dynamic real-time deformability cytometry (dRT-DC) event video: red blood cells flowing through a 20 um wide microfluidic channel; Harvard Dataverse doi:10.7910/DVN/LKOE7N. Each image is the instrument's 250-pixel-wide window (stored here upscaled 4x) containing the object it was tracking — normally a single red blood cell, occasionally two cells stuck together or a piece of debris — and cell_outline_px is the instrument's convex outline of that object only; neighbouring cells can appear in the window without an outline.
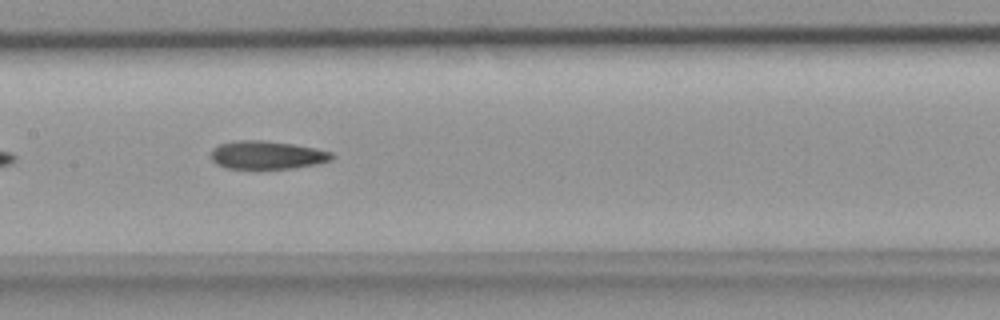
{"species": "common noctule bat (a hibernating species)", "species_latin": "Nyctalus noctula", "temperature_condition": "room temperature", "stored_images_in_passage": 26, "camera_frame_rate_fps": 3000, "um_per_image_px": 0.085, "animal": {"sex": "female", "body_mass_g": 18.4}, "frame": {"image": 1, "passage_image": 16, "time_ms": 5.0, "image_size_px": [1000, 320], "cell_outline_px": [[332, 160], [316, 164], [292, 168], [228, 168], [216, 164], [212, 160], [212, 148], [220, 144], [236, 140], [264, 140], [296, 144], [316, 148], [332, 152]], "centroid_in_image_um": [22.7, 13.16], "position_along_channel_um": 184.7, "area_um2": 19.83}}
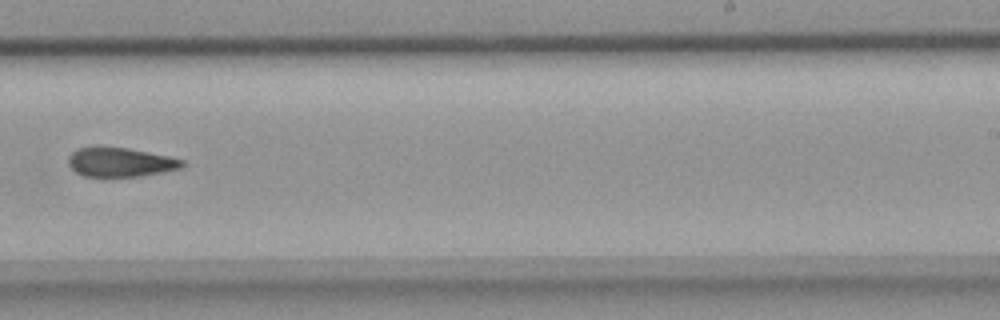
{"frame": {"image": 2, "passage_image": 22, "time_ms": 7.0, "image_size_px": [1000, 320], "cell_outline_px": [[184, 164], [180, 168], [140, 176], [84, 176], [76, 172], [68, 164], [68, 156], [76, 148], [128, 148], [168, 156], [184, 160]], "centroid_in_image_um": [10.21, 13.79], "position_along_channel_um": 278.8, "area_um2": 18.9}}
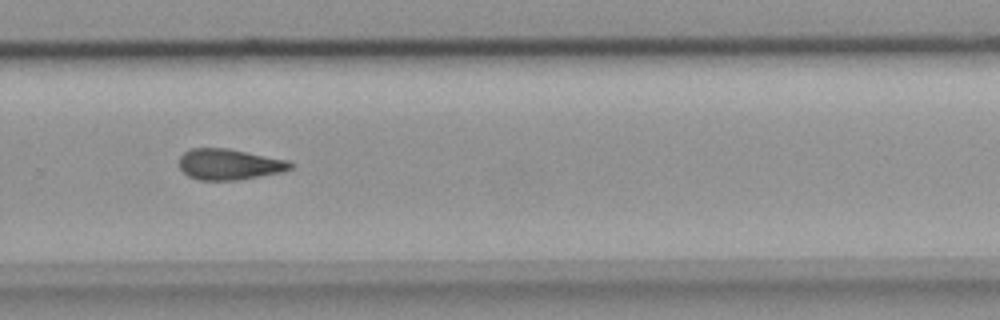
{"frame": {"image": 3, "passage_image": 24, "time_ms": 7.667, "image_size_px": [1000, 320], "cell_outline_px": [[292, 168], [280, 172], [236, 180], [200, 180], [188, 176], [180, 168], [180, 156], [184, 152], [192, 148], [228, 148], [288, 160], [292, 164]], "centroid_in_image_um": [19.46, 13.96], "position_along_channel_um": 310.3, "area_um2": 19.83}}